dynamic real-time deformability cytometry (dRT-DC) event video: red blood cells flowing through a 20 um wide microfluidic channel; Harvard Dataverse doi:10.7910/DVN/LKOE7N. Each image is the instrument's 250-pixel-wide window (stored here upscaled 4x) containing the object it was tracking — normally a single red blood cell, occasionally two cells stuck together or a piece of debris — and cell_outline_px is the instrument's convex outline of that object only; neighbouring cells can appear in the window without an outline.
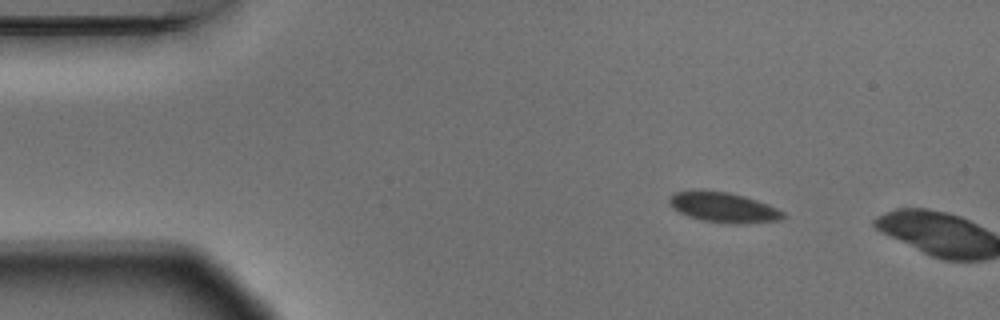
{"species": "Egyptian fruit bat (a non-hibernating species)", "species_latin": "Rousettus aegyptiacus", "temperature_condition": "warm", "stored_images_in_passage": 2, "camera_frame_rate_fps": 3000, "um_per_image_px": 0.085, "animal": {"sex": "male"}, "frame": {"image": 1, "passage_image": 1, "time_ms": 0.0, "image_size_px": [1000, 320], "cell_outline_px": [[788, 216], [780, 220], [740, 224], [736, 224], [704, 220], [688, 216], [680, 212], [668, 200], [668, 196], [676, 192], [704, 188], [728, 192], [744, 196], [768, 204], [784, 212]], "centroid_in_image_um": [61.52, 17.6], "position_along_channel_um": 23.5, "area_um2": 20.06}}